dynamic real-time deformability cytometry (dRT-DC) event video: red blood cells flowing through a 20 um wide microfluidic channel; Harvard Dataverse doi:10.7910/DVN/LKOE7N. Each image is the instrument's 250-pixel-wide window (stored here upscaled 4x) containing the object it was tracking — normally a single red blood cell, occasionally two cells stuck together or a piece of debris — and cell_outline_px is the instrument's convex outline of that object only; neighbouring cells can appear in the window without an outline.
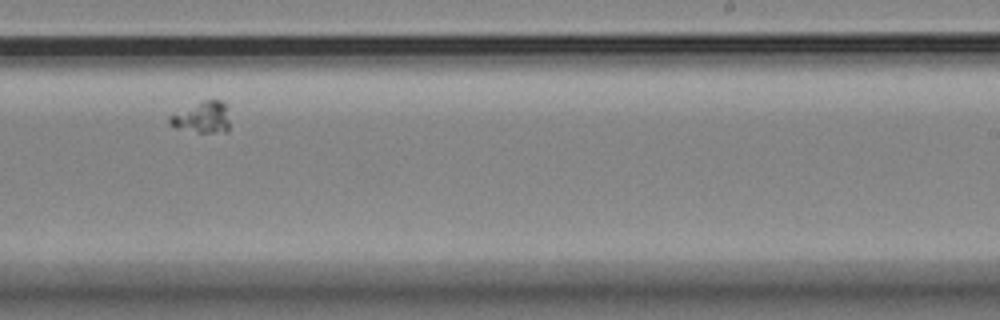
{"species": "Egyptian fruit bat (a non-hibernating species)", "species_latin": "Rousettus aegyptiacus", "temperature_condition": "room temperature", "stored_images_in_passage": 13, "segment_of_instrument_passage": [2, 4], "camera_frame_rate_fps": 3000, "um_per_image_px": 0.085, "animal": {"sex": "female"}, "frame": {"image": 1, "passage_image": 8, "time_ms": 9.0, "image_size_px": [1000, 320], "cell_outline_px": [[228, 132], [200, 132], [176, 128], [168, 124], [168, 116], [200, 100], [220, 100], [228, 104]], "centroid_in_image_um": [17.18, 9.95], "position_along_channel_um": 271.8, "area_um2": 11.21}}
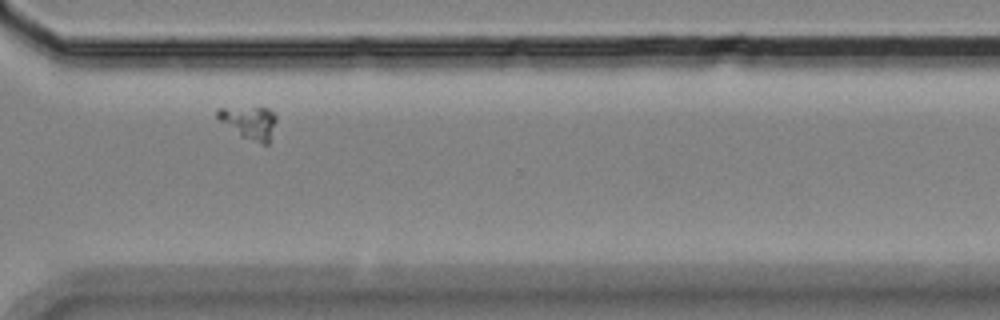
{"frame": {"image": 2, "passage_image": 10, "time_ms": 11.333, "image_size_px": [1000, 320], "cell_outline_px": [[276, 120], [268, 144], [264, 144], [240, 136], [220, 120], [216, 116], [216, 108], [268, 108], [276, 112]], "centroid_in_image_um": [21.21, 10.39], "position_along_channel_um": 349.4, "area_um2": 11.04}}
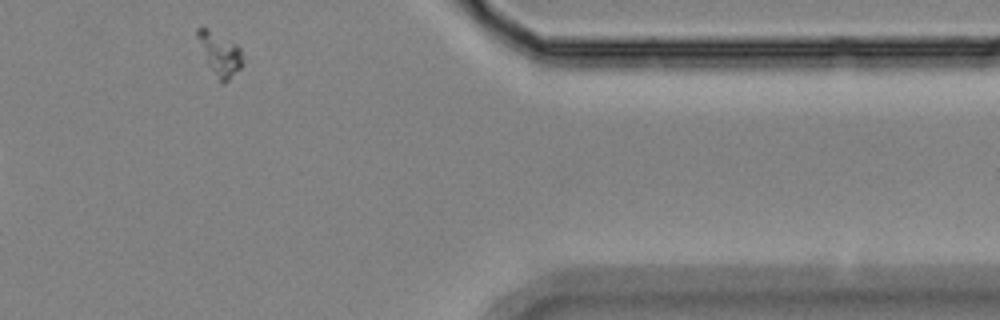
{"frame": {"image": 3, "passage_image": 11, "time_ms": 13.333, "image_size_px": [1000, 320], "cell_outline_px": [[240, 68], [224, 84], [220, 84], [216, 80], [204, 60], [196, 36], [196, 28], [208, 28], [236, 44], [240, 48]], "centroid_in_image_um": [18.6, 4.62], "position_along_channel_um": 392.8, "area_um2": 11.39}}